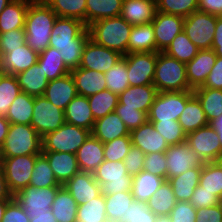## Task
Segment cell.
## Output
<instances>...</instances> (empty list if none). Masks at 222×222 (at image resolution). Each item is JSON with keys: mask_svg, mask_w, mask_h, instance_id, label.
Instances as JSON below:
<instances>
[{"mask_svg": "<svg viewBox=\"0 0 222 222\" xmlns=\"http://www.w3.org/2000/svg\"><path fill=\"white\" fill-rule=\"evenodd\" d=\"M13 194L10 192L3 166H0V200H13Z\"/></svg>", "mask_w": 222, "mask_h": 222, "instance_id": "89a4df30", "label": "cell"}, {"mask_svg": "<svg viewBox=\"0 0 222 222\" xmlns=\"http://www.w3.org/2000/svg\"><path fill=\"white\" fill-rule=\"evenodd\" d=\"M11 0H0V13L3 11V9L6 7V5L10 2Z\"/></svg>", "mask_w": 222, "mask_h": 222, "instance_id": "b9fcfbb0", "label": "cell"}, {"mask_svg": "<svg viewBox=\"0 0 222 222\" xmlns=\"http://www.w3.org/2000/svg\"><path fill=\"white\" fill-rule=\"evenodd\" d=\"M169 217L171 222H196V208L188 201H178Z\"/></svg>", "mask_w": 222, "mask_h": 222, "instance_id": "91938a15", "label": "cell"}, {"mask_svg": "<svg viewBox=\"0 0 222 222\" xmlns=\"http://www.w3.org/2000/svg\"><path fill=\"white\" fill-rule=\"evenodd\" d=\"M80 172L93 173L104 159V145L92 134L76 152Z\"/></svg>", "mask_w": 222, "mask_h": 222, "instance_id": "cb8c5ba5", "label": "cell"}, {"mask_svg": "<svg viewBox=\"0 0 222 222\" xmlns=\"http://www.w3.org/2000/svg\"><path fill=\"white\" fill-rule=\"evenodd\" d=\"M153 85L158 92L193 90L187 81L186 64L157 52Z\"/></svg>", "mask_w": 222, "mask_h": 222, "instance_id": "277c9868", "label": "cell"}, {"mask_svg": "<svg viewBox=\"0 0 222 222\" xmlns=\"http://www.w3.org/2000/svg\"><path fill=\"white\" fill-rule=\"evenodd\" d=\"M31 126L43 137L46 133L60 128L65 123L64 110L56 107L44 96L34 97Z\"/></svg>", "mask_w": 222, "mask_h": 222, "instance_id": "4fadbf2b", "label": "cell"}, {"mask_svg": "<svg viewBox=\"0 0 222 222\" xmlns=\"http://www.w3.org/2000/svg\"><path fill=\"white\" fill-rule=\"evenodd\" d=\"M218 205L220 206V208L222 210V196L219 198Z\"/></svg>", "mask_w": 222, "mask_h": 222, "instance_id": "979ff035", "label": "cell"}, {"mask_svg": "<svg viewBox=\"0 0 222 222\" xmlns=\"http://www.w3.org/2000/svg\"><path fill=\"white\" fill-rule=\"evenodd\" d=\"M104 74L107 90L120 95L129 87L126 59L124 57Z\"/></svg>", "mask_w": 222, "mask_h": 222, "instance_id": "f907efd6", "label": "cell"}, {"mask_svg": "<svg viewBox=\"0 0 222 222\" xmlns=\"http://www.w3.org/2000/svg\"><path fill=\"white\" fill-rule=\"evenodd\" d=\"M25 28L16 29L0 33V46L3 53L10 52V49H16L26 44Z\"/></svg>", "mask_w": 222, "mask_h": 222, "instance_id": "680465c9", "label": "cell"}, {"mask_svg": "<svg viewBox=\"0 0 222 222\" xmlns=\"http://www.w3.org/2000/svg\"><path fill=\"white\" fill-rule=\"evenodd\" d=\"M90 135V130L65 122L57 130L46 133L42 137V151L76 154Z\"/></svg>", "mask_w": 222, "mask_h": 222, "instance_id": "8992f818", "label": "cell"}, {"mask_svg": "<svg viewBox=\"0 0 222 222\" xmlns=\"http://www.w3.org/2000/svg\"><path fill=\"white\" fill-rule=\"evenodd\" d=\"M193 90L158 92L148 113V121L179 120Z\"/></svg>", "mask_w": 222, "mask_h": 222, "instance_id": "ba28073f", "label": "cell"}, {"mask_svg": "<svg viewBox=\"0 0 222 222\" xmlns=\"http://www.w3.org/2000/svg\"><path fill=\"white\" fill-rule=\"evenodd\" d=\"M122 57L121 53L103 47L89 38L84 46L79 67L106 73Z\"/></svg>", "mask_w": 222, "mask_h": 222, "instance_id": "9a60e30c", "label": "cell"}, {"mask_svg": "<svg viewBox=\"0 0 222 222\" xmlns=\"http://www.w3.org/2000/svg\"><path fill=\"white\" fill-rule=\"evenodd\" d=\"M78 95L71 73L55 80H50L43 96L56 107L65 111L67 105Z\"/></svg>", "mask_w": 222, "mask_h": 222, "instance_id": "44dd1931", "label": "cell"}, {"mask_svg": "<svg viewBox=\"0 0 222 222\" xmlns=\"http://www.w3.org/2000/svg\"><path fill=\"white\" fill-rule=\"evenodd\" d=\"M133 52H156V40L152 22L132 27L127 45V54Z\"/></svg>", "mask_w": 222, "mask_h": 222, "instance_id": "d6a6232c", "label": "cell"}, {"mask_svg": "<svg viewBox=\"0 0 222 222\" xmlns=\"http://www.w3.org/2000/svg\"><path fill=\"white\" fill-rule=\"evenodd\" d=\"M115 112L119 115L129 131L138 128L148 120V114L146 112L125 107V105L120 102L115 108Z\"/></svg>", "mask_w": 222, "mask_h": 222, "instance_id": "11a10c76", "label": "cell"}, {"mask_svg": "<svg viewBox=\"0 0 222 222\" xmlns=\"http://www.w3.org/2000/svg\"><path fill=\"white\" fill-rule=\"evenodd\" d=\"M94 179L101 185L104 195L131 191L133 176L127 173L123 161L104 160L93 172Z\"/></svg>", "mask_w": 222, "mask_h": 222, "instance_id": "52a82bcc", "label": "cell"}, {"mask_svg": "<svg viewBox=\"0 0 222 222\" xmlns=\"http://www.w3.org/2000/svg\"><path fill=\"white\" fill-rule=\"evenodd\" d=\"M40 154L3 157V169L10 192H17L29 186L36 158Z\"/></svg>", "mask_w": 222, "mask_h": 222, "instance_id": "8fae6325", "label": "cell"}, {"mask_svg": "<svg viewBox=\"0 0 222 222\" xmlns=\"http://www.w3.org/2000/svg\"><path fill=\"white\" fill-rule=\"evenodd\" d=\"M212 49L217 56L222 57V16H217Z\"/></svg>", "mask_w": 222, "mask_h": 222, "instance_id": "a7ac6f4b", "label": "cell"}, {"mask_svg": "<svg viewBox=\"0 0 222 222\" xmlns=\"http://www.w3.org/2000/svg\"><path fill=\"white\" fill-rule=\"evenodd\" d=\"M166 140L169 146L183 143L186 141V133L177 120L170 121H150Z\"/></svg>", "mask_w": 222, "mask_h": 222, "instance_id": "f5cc1de1", "label": "cell"}, {"mask_svg": "<svg viewBox=\"0 0 222 222\" xmlns=\"http://www.w3.org/2000/svg\"><path fill=\"white\" fill-rule=\"evenodd\" d=\"M12 200H0V222H2L5 210L7 208V205L11 202Z\"/></svg>", "mask_w": 222, "mask_h": 222, "instance_id": "34e18365", "label": "cell"}, {"mask_svg": "<svg viewBox=\"0 0 222 222\" xmlns=\"http://www.w3.org/2000/svg\"><path fill=\"white\" fill-rule=\"evenodd\" d=\"M91 134L102 143H107L115 138L130 136V131L114 111L95 120Z\"/></svg>", "mask_w": 222, "mask_h": 222, "instance_id": "484cf974", "label": "cell"}, {"mask_svg": "<svg viewBox=\"0 0 222 222\" xmlns=\"http://www.w3.org/2000/svg\"><path fill=\"white\" fill-rule=\"evenodd\" d=\"M90 38L87 26L75 18L57 17L49 46L57 49L71 71L79 67L85 44Z\"/></svg>", "mask_w": 222, "mask_h": 222, "instance_id": "6da1fadb", "label": "cell"}, {"mask_svg": "<svg viewBox=\"0 0 222 222\" xmlns=\"http://www.w3.org/2000/svg\"><path fill=\"white\" fill-rule=\"evenodd\" d=\"M199 185L218 198L222 196V161L204 163Z\"/></svg>", "mask_w": 222, "mask_h": 222, "instance_id": "f6af8a7d", "label": "cell"}, {"mask_svg": "<svg viewBox=\"0 0 222 222\" xmlns=\"http://www.w3.org/2000/svg\"><path fill=\"white\" fill-rule=\"evenodd\" d=\"M156 12V0H123L120 16L134 26L151 23Z\"/></svg>", "mask_w": 222, "mask_h": 222, "instance_id": "7402d4cb", "label": "cell"}, {"mask_svg": "<svg viewBox=\"0 0 222 222\" xmlns=\"http://www.w3.org/2000/svg\"><path fill=\"white\" fill-rule=\"evenodd\" d=\"M32 0H11L0 13V33L25 28V17Z\"/></svg>", "mask_w": 222, "mask_h": 222, "instance_id": "f546056e", "label": "cell"}, {"mask_svg": "<svg viewBox=\"0 0 222 222\" xmlns=\"http://www.w3.org/2000/svg\"><path fill=\"white\" fill-rule=\"evenodd\" d=\"M157 93L153 84L129 86L119 95V102L125 107L135 108L148 114Z\"/></svg>", "mask_w": 222, "mask_h": 222, "instance_id": "d4e9b609", "label": "cell"}, {"mask_svg": "<svg viewBox=\"0 0 222 222\" xmlns=\"http://www.w3.org/2000/svg\"><path fill=\"white\" fill-rule=\"evenodd\" d=\"M65 122L92 132L95 119L89 106L88 97L77 95L67 105L65 111Z\"/></svg>", "mask_w": 222, "mask_h": 222, "instance_id": "83f0119b", "label": "cell"}, {"mask_svg": "<svg viewBox=\"0 0 222 222\" xmlns=\"http://www.w3.org/2000/svg\"><path fill=\"white\" fill-rule=\"evenodd\" d=\"M51 211L57 222H76L77 220L78 205L63 185L56 193Z\"/></svg>", "mask_w": 222, "mask_h": 222, "instance_id": "8d00e7d4", "label": "cell"}, {"mask_svg": "<svg viewBox=\"0 0 222 222\" xmlns=\"http://www.w3.org/2000/svg\"><path fill=\"white\" fill-rule=\"evenodd\" d=\"M20 89L31 96H43L49 80L38 62L15 75Z\"/></svg>", "mask_w": 222, "mask_h": 222, "instance_id": "4dcf8cb0", "label": "cell"}, {"mask_svg": "<svg viewBox=\"0 0 222 222\" xmlns=\"http://www.w3.org/2000/svg\"><path fill=\"white\" fill-rule=\"evenodd\" d=\"M104 145V159L107 161H123L129 152L132 142L130 136H122L114 140L103 143Z\"/></svg>", "mask_w": 222, "mask_h": 222, "instance_id": "db71d44e", "label": "cell"}, {"mask_svg": "<svg viewBox=\"0 0 222 222\" xmlns=\"http://www.w3.org/2000/svg\"><path fill=\"white\" fill-rule=\"evenodd\" d=\"M21 91L15 75H0V116L6 117L10 105Z\"/></svg>", "mask_w": 222, "mask_h": 222, "instance_id": "681fc988", "label": "cell"}, {"mask_svg": "<svg viewBox=\"0 0 222 222\" xmlns=\"http://www.w3.org/2000/svg\"><path fill=\"white\" fill-rule=\"evenodd\" d=\"M55 12L44 0H32L25 17L26 44L38 54L49 47Z\"/></svg>", "mask_w": 222, "mask_h": 222, "instance_id": "7a4b0ae2", "label": "cell"}, {"mask_svg": "<svg viewBox=\"0 0 222 222\" xmlns=\"http://www.w3.org/2000/svg\"><path fill=\"white\" fill-rule=\"evenodd\" d=\"M196 222H222V210L217 204L207 208L196 209Z\"/></svg>", "mask_w": 222, "mask_h": 222, "instance_id": "03108f58", "label": "cell"}, {"mask_svg": "<svg viewBox=\"0 0 222 222\" xmlns=\"http://www.w3.org/2000/svg\"><path fill=\"white\" fill-rule=\"evenodd\" d=\"M10 124L11 123L6 117L0 116V146L3 145L4 140L6 139Z\"/></svg>", "mask_w": 222, "mask_h": 222, "instance_id": "2644e50d", "label": "cell"}, {"mask_svg": "<svg viewBox=\"0 0 222 222\" xmlns=\"http://www.w3.org/2000/svg\"><path fill=\"white\" fill-rule=\"evenodd\" d=\"M184 17L156 12L152 21L156 40V52H163L172 40L183 30Z\"/></svg>", "mask_w": 222, "mask_h": 222, "instance_id": "e0dca14e", "label": "cell"}, {"mask_svg": "<svg viewBox=\"0 0 222 222\" xmlns=\"http://www.w3.org/2000/svg\"><path fill=\"white\" fill-rule=\"evenodd\" d=\"M209 125L216 131L220 143L222 144V114L216 117V119L210 121Z\"/></svg>", "mask_w": 222, "mask_h": 222, "instance_id": "8c879c8a", "label": "cell"}, {"mask_svg": "<svg viewBox=\"0 0 222 222\" xmlns=\"http://www.w3.org/2000/svg\"><path fill=\"white\" fill-rule=\"evenodd\" d=\"M76 222H108L105 195L101 193L89 202L78 205Z\"/></svg>", "mask_w": 222, "mask_h": 222, "instance_id": "bcb514c9", "label": "cell"}, {"mask_svg": "<svg viewBox=\"0 0 222 222\" xmlns=\"http://www.w3.org/2000/svg\"><path fill=\"white\" fill-rule=\"evenodd\" d=\"M193 94L201 103L208 122L222 114V90L200 86L193 90Z\"/></svg>", "mask_w": 222, "mask_h": 222, "instance_id": "60d3db41", "label": "cell"}, {"mask_svg": "<svg viewBox=\"0 0 222 222\" xmlns=\"http://www.w3.org/2000/svg\"><path fill=\"white\" fill-rule=\"evenodd\" d=\"M38 53L27 44L4 54V74L17 75L37 63Z\"/></svg>", "mask_w": 222, "mask_h": 222, "instance_id": "f1b7e54d", "label": "cell"}, {"mask_svg": "<svg viewBox=\"0 0 222 222\" xmlns=\"http://www.w3.org/2000/svg\"><path fill=\"white\" fill-rule=\"evenodd\" d=\"M63 186L77 205L85 204L102 193L101 185L94 179L93 173L79 172Z\"/></svg>", "mask_w": 222, "mask_h": 222, "instance_id": "d6986e66", "label": "cell"}, {"mask_svg": "<svg viewBox=\"0 0 222 222\" xmlns=\"http://www.w3.org/2000/svg\"><path fill=\"white\" fill-rule=\"evenodd\" d=\"M219 198L211 192L204 190L200 185L196 187L190 199V203L196 208H207L218 204Z\"/></svg>", "mask_w": 222, "mask_h": 222, "instance_id": "6125c7cd", "label": "cell"}, {"mask_svg": "<svg viewBox=\"0 0 222 222\" xmlns=\"http://www.w3.org/2000/svg\"><path fill=\"white\" fill-rule=\"evenodd\" d=\"M198 11L222 16V0H198Z\"/></svg>", "mask_w": 222, "mask_h": 222, "instance_id": "003e7915", "label": "cell"}, {"mask_svg": "<svg viewBox=\"0 0 222 222\" xmlns=\"http://www.w3.org/2000/svg\"><path fill=\"white\" fill-rule=\"evenodd\" d=\"M94 119L97 120L114 112L119 103V95L110 90H103L88 97Z\"/></svg>", "mask_w": 222, "mask_h": 222, "instance_id": "7dc6e473", "label": "cell"}, {"mask_svg": "<svg viewBox=\"0 0 222 222\" xmlns=\"http://www.w3.org/2000/svg\"><path fill=\"white\" fill-rule=\"evenodd\" d=\"M135 201L131 191L105 195L106 215L108 222H121Z\"/></svg>", "mask_w": 222, "mask_h": 222, "instance_id": "b9f144b4", "label": "cell"}, {"mask_svg": "<svg viewBox=\"0 0 222 222\" xmlns=\"http://www.w3.org/2000/svg\"><path fill=\"white\" fill-rule=\"evenodd\" d=\"M60 187L27 186L13 195L15 201L23 208L30 219L35 215L46 214L51 211L56 193Z\"/></svg>", "mask_w": 222, "mask_h": 222, "instance_id": "30bf717a", "label": "cell"}, {"mask_svg": "<svg viewBox=\"0 0 222 222\" xmlns=\"http://www.w3.org/2000/svg\"><path fill=\"white\" fill-rule=\"evenodd\" d=\"M2 163H3V156H2V149L0 146V166H2Z\"/></svg>", "mask_w": 222, "mask_h": 222, "instance_id": "09005b40", "label": "cell"}, {"mask_svg": "<svg viewBox=\"0 0 222 222\" xmlns=\"http://www.w3.org/2000/svg\"><path fill=\"white\" fill-rule=\"evenodd\" d=\"M123 0H86V26L98 20L120 16Z\"/></svg>", "mask_w": 222, "mask_h": 222, "instance_id": "d590c367", "label": "cell"}, {"mask_svg": "<svg viewBox=\"0 0 222 222\" xmlns=\"http://www.w3.org/2000/svg\"><path fill=\"white\" fill-rule=\"evenodd\" d=\"M143 170L167 180V164L165 152L145 155Z\"/></svg>", "mask_w": 222, "mask_h": 222, "instance_id": "6f0895ef", "label": "cell"}, {"mask_svg": "<svg viewBox=\"0 0 222 222\" xmlns=\"http://www.w3.org/2000/svg\"><path fill=\"white\" fill-rule=\"evenodd\" d=\"M34 96L21 91L9 107L6 118L13 124L30 125L33 117Z\"/></svg>", "mask_w": 222, "mask_h": 222, "instance_id": "ab89813d", "label": "cell"}, {"mask_svg": "<svg viewBox=\"0 0 222 222\" xmlns=\"http://www.w3.org/2000/svg\"><path fill=\"white\" fill-rule=\"evenodd\" d=\"M177 202L170 182L165 180L146 203L148 209L156 216H169Z\"/></svg>", "mask_w": 222, "mask_h": 222, "instance_id": "74e56055", "label": "cell"}, {"mask_svg": "<svg viewBox=\"0 0 222 222\" xmlns=\"http://www.w3.org/2000/svg\"><path fill=\"white\" fill-rule=\"evenodd\" d=\"M132 27L121 16H117L98 20L87 28L90 39L95 43L126 55Z\"/></svg>", "mask_w": 222, "mask_h": 222, "instance_id": "3957f363", "label": "cell"}, {"mask_svg": "<svg viewBox=\"0 0 222 222\" xmlns=\"http://www.w3.org/2000/svg\"><path fill=\"white\" fill-rule=\"evenodd\" d=\"M158 12L188 17L198 11V0H156Z\"/></svg>", "mask_w": 222, "mask_h": 222, "instance_id": "816d5d0a", "label": "cell"}, {"mask_svg": "<svg viewBox=\"0 0 222 222\" xmlns=\"http://www.w3.org/2000/svg\"><path fill=\"white\" fill-rule=\"evenodd\" d=\"M70 73L75 81L78 95L89 97L107 89L103 72L78 67Z\"/></svg>", "mask_w": 222, "mask_h": 222, "instance_id": "4316f807", "label": "cell"}, {"mask_svg": "<svg viewBox=\"0 0 222 222\" xmlns=\"http://www.w3.org/2000/svg\"><path fill=\"white\" fill-rule=\"evenodd\" d=\"M49 161L53 174L60 185H64L80 172L76 155L66 152L42 151Z\"/></svg>", "mask_w": 222, "mask_h": 222, "instance_id": "603a6c76", "label": "cell"}, {"mask_svg": "<svg viewBox=\"0 0 222 222\" xmlns=\"http://www.w3.org/2000/svg\"><path fill=\"white\" fill-rule=\"evenodd\" d=\"M4 74V53L0 46V75Z\"/></svg>", "mask_w": 222, "mask_h": 222, "instance_id": "11e5206c", "label": "cell"}, {"mask_svg": "<svg viewBox=\"0 0 222 222\" xmlns=\"http://www.w3.org/2000/svg\"><path fill=\"white\" fill-rule=\"evenodd\" d=\"M178 121L186 135L201 127L209 125L201 103L195 95L186 102L185 108Z\"/></svg>", "mask_w": 222, "mask_h": 222, "instance_id": "836d02e7", "label": "cell"}, {"mask_svg": "<svg viewBox=\"0 0 222 222\" xmlns=\"http://www.w3.org/2000/svg\"><path fill=\"white\" fill-rule=\"evenodd\" d=\"M198 51L199 49L197 46L191 42L186 33L182 30L163 52L186 64L197 55Z\"/></svg>", "mask_w": 222, "mask_h": 222, "instance_id": "7bdbcfd3", "label": "cell"}, {"mask_svg": "<svg viewBox=\"0 0 222 222\" xmlns=\"http://www.w3.org/2000/svg\"><path fill=\"white\" fill-rule=\"evenodd\" d=\"M165 157L167 164V180L183 174L191 168L204 165V162L191 149L187 141L169 146L165 152Z\"/></svg>", "mask_w": 222, "mask_h": 222, "instance_id": "2e32d148", "label": "cell"}, {"mask_svg": "<svg viewBox=\"0 0 222 222\" xmlns=\"http://www.w3.org/2000/svg\"><path fill=\"white\" fill-rule=\"evenodd\" d=\"M156 218L157 216L148 209L146 202L135 200L121 222H155Z\"/></svg>", "mask_w": 222, "mask_h": 222, "instance_id": "9f6ffc18", "label": "cell"}, {"mask_svg": "<svg viewBox=\"0 0 222 222\" xmlns=\"http://www.w3.org/2000/svg\"><path fill=\"white\" fill-rule=\"evenodd\" d=\"M1 149L3 157L42 154V137L31 125L11 123Z\"/></svg>", "mask_w": 222, "mask_h": 222, "instance_id": "5b68a950", "label": "cell"}, {"mask_svg": "<svg viewBox=\"0 0 222 222\" xmlns=\"http://www.w3.org/2000/svg\"><path fill=\"white\" fill-rule=\"evenodd\" d=\"M165 180L166 179L145 170L134 175L131 189L134 199L141 202H147Z\"/></svg>", "mask_w": 222, "mask_h": 222, "instance_id": "e575fe53", "label": "cell"}, {"mask_svg": "<svg viewBox=\"0 0 222 222\" xmlns=\"http://www.w3.org/2000/svg\"><path fill=\"white\" fill-rule=\"evenodd\" d=\"M126 59L129 86L153 84L157 52H133Z\"/></svg>", "mask_w": 222, "mask_h": 222, "instance_id": "5bb4252c", "label": "cell"}, {"mask_svg": "<svg viewBox=\"0 0 222 222\" xmlns=\"http://www.w3.org/2000/svg\"><path fill=\"white\" fill-rule=\"evenodd\" d=\"M29 220L23 208L13 199L7 205L2 222H29Z\"/></svg>", "mask_w": 222, "mask_h": 222, "instance_id": "be15d7a7", "label": "cell"}, {"mask_svg": "<svg viewBox=\"0 0 222 222\" xmlns=\"http://www.w3.org/2000/svg\"><path fill=\"white\" fill-rule=\"evenodd\" d=\"M29 222H57V220L54 218L52 211H48L46 214L35 215Z\"/></svg>", "mask_w": 222, "mask_h": 222, "instance_id": "753ad0ef", "label": "cell"}, {"mask_svg": "<svg viewBox=\"0 0 222 222\" xmlns=\"http://www.w3.org/2000/svg\"><path fill=\"white\" fill-rule=\"evenodd\" d=\"M29 185L36 188L62 186L56 180L49 161L43 154L36 158Z\"/></svg>", "mask_w": 222, "mask_h": 222, "instance_id": "c3c4849f", "label": "cell"}, {"mask_svg": "<svg viewBox=\"0 0 222 222\" xmlns=\"http://www.w3.org/2000/svg\"><path fill=\"white\" fill-rule=\"evenodd\" d=\"M132 145L139 148L145 155L166 152L169 148L164 137L154 129L152 122L146 121L138 128L130 131Z\"/></svg>", "mask_w": 222, "mask_h": 222, "instance_id": "ac0fdd59", "label": "cell"}, {"mask_svg": "<svg viewBox=\"0 0 222 222\" xmlns=\"http://www.w3.org/2000/svg\"><path fill=\"white\" fill-rule=\"evenodd\" d=\"M186 141L204 163L222 161V144L210 125L188 133Z\"/></svg>", "mask_w": 222, "mask_h": 222, "instance_id": "7c38bea8", "label": "cell"}, {"mask_svg": "<svg viewBox=\"0 0 222 222\" xmlns=\"http://www.w3.org/2000/svg\"><path fill=\"white\" fill-rule=\"evenodd\" d=\"M37 62L49 81L70 73V70L64 64L60 52L53 47L49 46L39 53Z\"/></svg>", "mask_w": 222, "mask_h": 222, "instance_id": "f35d334b", "label": "cell"}, {"mask_svg": "<svg viewBox=\"0 0 222 222\" xmlns=\"http://www.w3.org/2000/svg\"><path fill=\"white\" fill-rule=\"evenodd\" d=\"M201 171L202 166L194 167L168 180L177 201H190L194 190L199 185Z\"/></svg>", "mask_w": 222, "mask_h": 222, "instance_id": "1f68e13d", "label": "cell"}, {"mask_svg": "<svg viewBox=\"0 0 222 222\" xmlns=\"http://www.w3.org/2000/svg\"><path fill=\"white\" fill-rule=\"evenodd\" d=\"M155 222H171L169 216H157Z\"/></svg>", "mask_w": 222, "mask_h": 222, "instance_id": "2a66077c", "label": "cell"}, {"mask_svg": "<svg viewBox=\"0 0 222 222\" xmlns=\"http://www.w3.org/2000/svg\"><path fill=\"white\" fill-rule=\"evenodd\" d=\"M144 160L145 154L139 148L132 145L123 160L127 173L134 176L143 171Z\"/></svg>", "mask_w": 222, "mask_h": 222, "instance_id": "94428289", "label": "cell"}, {"mask_svg": "<svg viewBox=\"0 0 222 222\" xmlns=\"http://www.w3.org/2000/svg\"><path fill=\"white\" fill-rule=\"evenodd\" d=\"M202 87L222 90V57L217 56L215 64Z\"/></svg>", "mask_w": 222, "mask_h": 222, "instance_id": "e7e4bbea", "label": "cell"}, {"mask_svg": "<svg viewBox=\"0 0 222 222\" xmlns=\"http://www.w3.org/2000/svg\"><path fill=\"white\" fill-rule=\"evenodd\" d=\"M216 59L217 55L213 49H203L199 50L197 55L186 63L187 81L193 90L204 85Z\"/></svg>", "mask_w": 222, "mask_h": 222, "instance_id": "ffe728a7", "label": "cell"}, {"mask_svg": "<svg viewBox=\"0 0 222 222\" xmlns=\"http://www.w3.org/2000/svg\"><path fill=\"white\" fill-rule=\"evenodd\" d=\"M58 17L75 18L86 25V0H44Z\"/></svg>", "mask_w": 222, "mask_h": 222, "instance_id": "ee69618b", "label": "cell"}, {"mask_svg": "<svg viewBox=\"0 0 222 222\" xmlns=\"http://www.w3.org/2000/svg\"><path fill=\"white\" fill-rule=\"evenodd\" d=\"M217 16L195 11L184 18L183 31L199 50L212 49Z\"/></svg>", "mask_w": 222, "mask_h": 222, "instance_id": "9c48e42d", "label": "cell"}]
</instances>
